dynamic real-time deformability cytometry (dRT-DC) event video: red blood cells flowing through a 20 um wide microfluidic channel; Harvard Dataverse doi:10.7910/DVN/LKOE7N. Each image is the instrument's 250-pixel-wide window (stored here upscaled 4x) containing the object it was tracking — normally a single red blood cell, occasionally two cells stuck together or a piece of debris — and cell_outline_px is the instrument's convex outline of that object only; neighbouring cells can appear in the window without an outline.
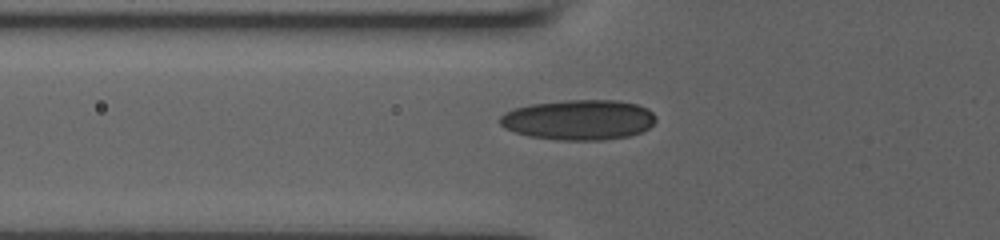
{"species": "human", "species_latin": "Homo sapiens", "temperature_condition": "room temperature", "stored_images_in_passage": 22, "camera_frame_rate_fps": 3000, "um_per_image_px": 0.085, "donor": {"sex": "male"}, "frame": {"image": 1, "passage_image": 6, "time_ms": 2.667, "image_size_px": [1000, 240], "cell_outline_px": [[656, 120], [648, 128], [640, 132], [628, 136], [600, 140], [560, 140], [528, 136], [504, 128], [500, 124], [500, 116], [504, 112], [516, 108], [532, 104], [564, 100], [616, 100], [636, 104], [648, 108], [656, 116]], "centroid_in_image_um": [49.2, 10.18], "position_along_channel_um": 76.6, "area_um2": 36.47}}
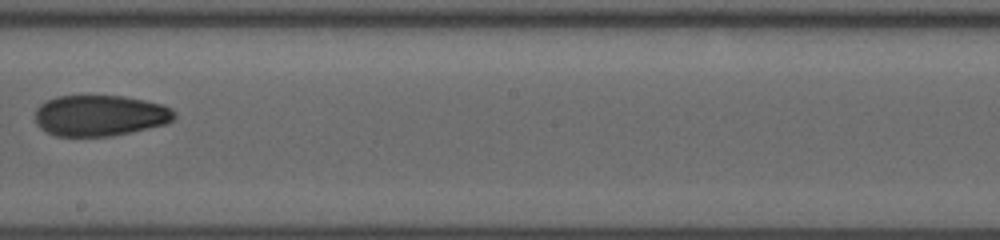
{"frame": {"image": 2, "passage_image": 12, "time_ms": 6.667, "image_size_px": [1000, 240], "cell_outline_px": [[176, 116], [168, 124], [112, 136], [56, 136], [40, 128], [36, 124], [36, 108], [44, 100], [56, 96], [124, 96], [164, 104], [172, 108], [176, 112]], "centroid_in_image_um": [8.52, 9.82], "position_along_channel_um": 239.7, "area_um2": 33.58}}
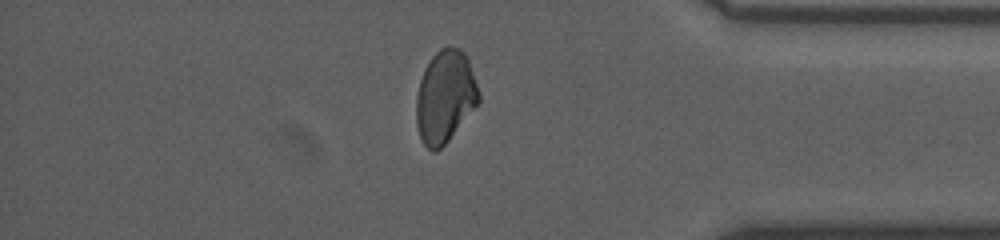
{"frame": {"image": 3, "passage_image": 19, "time_ms": 11.0, "image_size_px": [1000, 240], "cell_outline_px": [[480, 100], [448, 140], [436, 152], [432, 152], [424, 144], [420, 136], [416, 124], [416, 96], [420, 80], [424, 68], [432, 56], [440, 48], [460, 48], [464, 52], [468, 60], [480, 92]], "centroid_in_image_um": [37.81, 8.21], "position_along_channel_um": 397.4, "area_um2": 33.29}}